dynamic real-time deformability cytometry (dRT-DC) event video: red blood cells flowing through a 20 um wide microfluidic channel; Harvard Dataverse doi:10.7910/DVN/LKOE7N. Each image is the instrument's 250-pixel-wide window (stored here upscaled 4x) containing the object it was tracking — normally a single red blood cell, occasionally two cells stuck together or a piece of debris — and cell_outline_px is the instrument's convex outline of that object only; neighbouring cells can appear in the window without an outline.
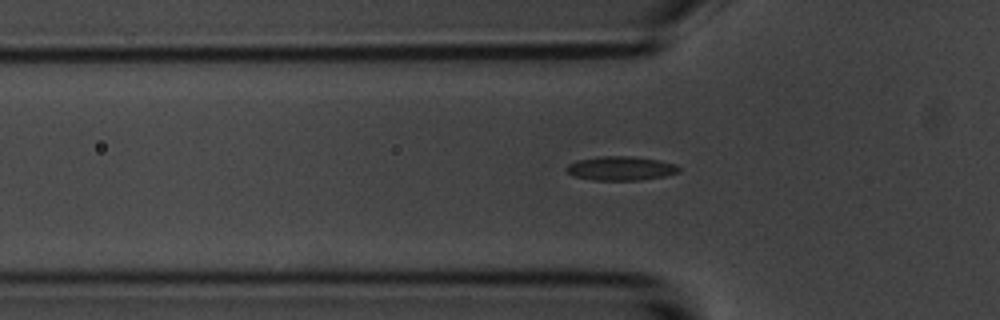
{"species": "common noctule bat (a hibernating species)", "species_latin": "Nyctalus noctula", "temperature_condition": "room temperature", "stored_images_in_passage": 40, "camera_frame_rate_fps": 3000, "um_per_image_px": 0.085, "animal": {"sex": "male", "body_mass_g": 20.1, "forearm_length_mm": 53.5}, "frame": {"image": 1, "passage_image": 9, "time_ms": 2.667, "image_size_px": [1000, 320], "cell_outline_px": [[680, 172], [664, 176], [640, 180], [592, 180], [576, 176], [568, 172], [564, 168], [568, 164], [576, 160], [600, 156], [632, 156], [660, 160], [676, 164], [680, 168]], "centroid_in_image_um": [52.78, 14.3], "position_along_channel_um": 73.0, "area_um2": 15.84}}
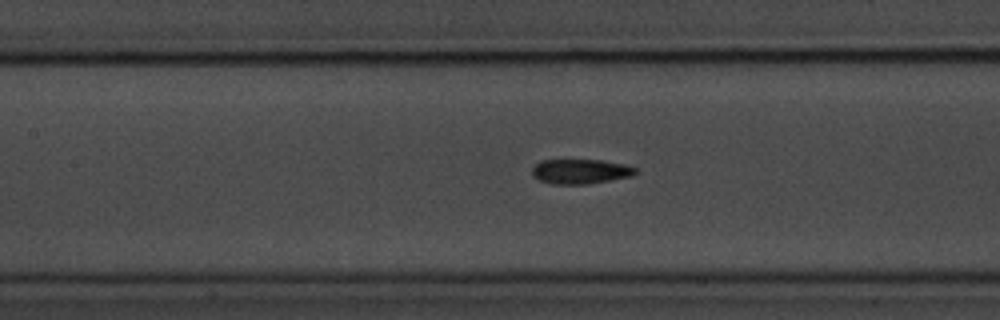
{"frame": {"image": 2, "passage_image": 16, "time_ms": 5.0, "image_size_px": [1000, 320], "cell_outline_px": [[636, 172], [632, 176], [588, 184], [552, 184], [540, 180], [532, 176], [532, 168], [540, 160], [600, 160], [624, 164], [636, 168]], "centroid_in_image_um": [49.31, 14.57], "position_along_channel_um": 158.1, "area_um2": 14.85}}
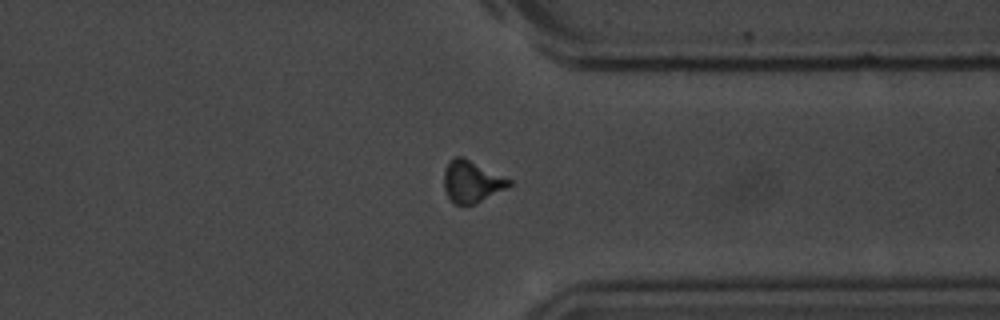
{"frame": {"image": 3, "passage_image": 34, "time_ms": 11.0, "image_size_px": [1000, 320], "cell_outline_px": [[512, 184], [508, 188], [476, 204], [464, 208], [456, 204], [448, 196], [444, 188], [444, 172], [448, 164], [456, 156], [460, 156], [512, 180]], "centroid_in_image_um": [40.11, 15.5], "position_along_channel_um": 371.3, "area_um2": 15.84}}